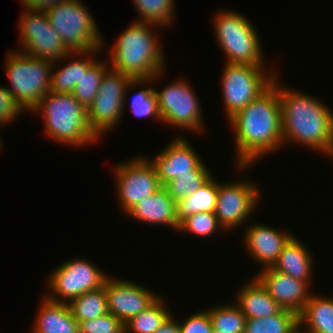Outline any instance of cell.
I'll return each instance as SVG.
<instances>
[{
    "mask_svg": "<svg viewBox=\"0 0 333 333\" xmlns=\"http://www.w3.org/2000/svg\"><path fill=\"white\" fill-rule=\"evenodd\" d=\"M155 333H180L179 322L174 319L172 314Z\"/></svg>",
    "mask_w": 333,
    "mask_h": 333,
    "instance_id": "obj_39",
    "label": "cell"
},
{
    "mask_svg": "<svg viewBox=\"0 0 333 333\" xmlns=\"http://www.w3.org/2000/svg\"><path fill=\"white\" fill-rule=\"evenodd\" d=\"M79 333H125V324L111 313H107L93 320L80 322Z\"/></svg>",
    "mask_w": 333,
    "mask_h": 333,
    "instance_id": "obj_35",
    "label": "cell"
},
{
    "mask_svg": "<svg viewBox=\"0 0 333 333\" xmlns=\"http://www.w3.org/2000/svg\"><path fill=\"white\" fill-rule=\"evenodd\" d=\"M163 297H159L147 309L125 323V333H155L172 315L165 305Z\"/></svg>",
    "mask_w": 333,
    "mask_h": 333,
    "instance_id": "obj_27",
    "label": "cell"
},
{
    "mask_svg": "<svg viewBox=\"0 0 333 333\" xmlns=\"http://www.w3.org/2000/svg\"><path fill=\"white\" fill-rule=\"evenodd\" d=\"M248 228L244 235V246L248 255L262 264V269L274 265L283 247L293 237L288 231H279L261 223H254Z\"/></svg>",
    "mask_w": 333,
    "mask_h": 333,
    "instance_id": "obj_18",
    "label": "cell"
},
{
    "mask_svg": "<svg viewBox=\"0 0 333 333\" xmlns=\"http://www.w3.org/2000/svg\"><path fill=\"white\" fill-rule=\"evenodd\" d=\"M11 52H8L5 62L11 84L7 89L23 109L30 112L51 90V73L55 65L51 60Z\"/></svg>",
    "mask_w": 333,
    "mask_h": 333,
    "instance_id": "obj_7",
    "label": "cell"
},
{
    "mask_svg": "<svg viewBox=\"0 0 333 333\" xmlns=\"http://www.w3.org/2000/svg\"><path fill=\"white\" fill-rule=\"evenodd\" d=\"M298 324L305 326V333H333V298L311 294L298 315Z\"/></svg>",
    "mask_w": 333,
    "mask_h": 333,
    "instance_id": "obj_23",
    "label": "cell"
},
{
    "mask_svg": "<svg viewBox=\"0 0 333 333\" xmlns=\"http://www.w3.org/2000/svg\"><path fill=\"white\" fill-rule=\"evenodd\" d=\"M214 34L228 63L264 66L261 41L252 22L229 8L216 12Z\"/></svg>",
    "mask_w": 333,
    "mask_h": 333,
    "instance_id": "obj_6",
    "label": "cell"
},
{
    "mask_svg": "<svg viewBox=\"0 0 333 333\" xmlns=\"http://www.w3.org/2000/svg\"><path fill=\"white\" fill-rule=\"evenodd\" d=\"M218 193V182L212 176L198 190L177 202V219L180 223L186 217L199 212H214Z\"/></svg>",
    "mask_w": 333,
    "mask_h": 333,
    "instance_id": "obj_25",
    "label": "cell"
},
{
    "mask_svg": "<svg viewBox=\"0 0 333 333\" xmlns=\"http://www.w3.org/2000/svg\"><path fill=\"white\" fill-rule=\"evenodd\" d=\"M239 181L227 184L218 183L214 213L223 231L243 225L247 221L246 218L250 217L255 211L257 200H260L259 188L255 186L254 182L248 180L246 182L245 180Z\"/></svg>",
    "mask_w": 333,
    "mask_h": 333,
    "instance_id": "obj_14",
    "label": "cell"
},
{
    "mask_svg": "<svg viewBox=\"0 0 333 333\" xmlns=\"http://www.w3.org/2000/svg\"><path fill=\"white\" fill-rule=\"evenodd\" d=\"M139 12L137 22L163 26L173 23L175 18L174 0H133ZM174 16V17H173Z\"/></svg>",
    "mask_w": 333,
    "mask_h": 333,
    "instance_id": "obj_29",
    "label": "cell"
},
{
    "mask_svg": "<svg viewBox=\"0 0 333 333\" xmlns=\"http://www.w3.org/2000/svg\"><path fill=\"white\" fill-rule=\"evenodd\" d=\"M116 167V168H115ZM114 167L117 199L127 214L139 200L154 194L161 186L156 169L149 159L134 157Z\"/></svg>",
    "mask_w": 333,
    "mask_h": 333,
    "instance_id": "obj_13",
    "label": "cell"
},
{
    "mask_svg": "<svg viewBox=\"0 0 333 333\" xmlns=\"http://www.w3.org/2000/svg\"><path fill=\"white\" fill-rule=\"evenodd\" d=\"M184 79L176 80L164 87L163 90L154 89L158 110L162 118L169 126L197 131L204 130L201 104L190 83Z\"/></svg>",
    "mask_w": 333,
    "mask_h": 333,
    "instance_id": "obj_11",
    "label": "cell"
},
{
    "mask_svg": "<svg viewBox=\"0 0 333 333\" xmlns=\"http://www.w3.org/2000/svg\"><path fill=\"white\" fill-rule=\"evenodd\" d=\"M25 9L33 11L46 12L55 5L64 3L69 0H20Z\"/></svg>",
    "mask_w": 333,
    "mask_h": 333,
    "instance_id": "obj_38",
    "label": "cell"
},
{
    "mask_svg": "<svg viewBox=\"0 0 333 333\" xmlns=\"http://www.w3.org/2000/svg\"><path fill=\"white\" fill-rule=\"evenodd\" d=\"M206 310L211 317L213 329L221 333H244L246 317L236 303L222 304Z\"/></svg>",
    "mask_w": 333,
    "mask_h": 333,
    "instance_id": "obj_31",
    "label": "cell"
},
{
    "mask_svg": "<svg viewBox=\"0 0 333 333\" xmlns=\"http://www.w3.org/2000/svg\"><path fill=\"white\" fill-rule=\"evenodd\" d=\"M89 11L80 0H69L45 12L49 23L70 52H88L105 47Z\"/></svg>",
    "mask_w": 333,
    "mask_h": 333,
    "instance_id": "obj_8",
    "label": "cell"
},
{
    "mask_svg": "<svg viewBox=\"0 0 333 333\" xmlns=\"http://www.w3.org/2000/svg\"><path fill=\"white\" fill-rule=\"evenodd\" d=\"M277 79V80H276ZM278 86L281 107L283 145H305L314 151L333 156V110L306 93Z\"/></svg>",
    "mask_w": 333,
    "mask_h": 333,
    "instance_id": "obj_2",
    "label": "cell"
},
{
    "mask_svg": "<svg viewBox=\"0 0 333 333\" xmlns=\"http://www.w3.org/2000/svg\"><path fill=\"white\" fill-rule=\"evenodd\" d=\"M107 64L109 65V62L98 60L88 70H82V76L71 93L86 109L99 91L102 77L110 67Z\"/></svg>",
    "mask_w": 333,
    "mask_h": 333,
    "instance_id": "obj_28",
    "label": "cell"
},
{
    "mask_svg": "<svg viewBox=\"0 0 333 333\" xmlns=\"http://www.w3.org/2000/svg\"><path fill=\"white\" fill-rule=\"evenodd\" d=\"M130 112L137 117H153L162 121L153 87L143 88L131 98Z\"/></svg>",
    "mask_w": 333,
    "mask_h": 333,
    "instance_id": "obj_34",
    "label": "cell"
},
{
    "mask_svg": "<svg viewBox=\"0 0 333 333\" xmlns=\"http://www.w3.org/2000/svg\"><path fill=\"white\" fill-rule=\"evenodd\" d=\"M299 239L293 236L289 242L283 247L277 261L272 268L293 278L309 282L313 271V257L310 250L305 247Z\"/></svg>",
    "mask_w": 333,
    "mask_h": 333,
    "instance_id": "obj_21",
    "label": "cell"
},
{
    "mask_svg": "<svg viewBox=\"0 0 333 333\" xmlns=\"http://www.w3.org/2000/svg\"><path fill=\"white\" fill-rule=\"evenodd\" d=\"M164 71L151 79H132L119 71L109 68L102 77L99 91L87 109L88 123L92 131L100 138L120 123L126 105L129 89L142 84L153 83L161 78ZM155 80V81H154Z\"/></svg>",
    "mask_w": 333,
    "mask_h": 333,
    "instance_id": "obj_5",
    "label": "cell"
},
{
    "mask_svg": "<svg viewBox=\"0 0 333 333\" xmlns=\"http://www.w3.org/2000/svg\"><path fill=\"white\" fill-rule=\"evenodd\" d=\"M31 111L42 113L45 133L56 142L83 146L100 139L89 126L87 109L71 93L49 91Z\"/></svg>",
    "mask_w": 333,
    "mask_h": 333,
    "instance_id": "obj_4",
    "label": "cell"
},
{
    "mask_svg": "<svg viewBox=\"0 0 333 333\" xmlns=\"http://www.w3.org/2000/svg\"><path fill=\"white\" fill-rule=\"evenodd\" d=\"M25 11L18 25L21 48L23 47L21 53L34 58L51 60L54 63L74 56V52L66 48L59 33L49 23L45 12L30 9Z\"/></svg>",
    "mask_w": 333,
    "mask_h": 333,
    "instance_id": "obj_10",
    "label": "cell"
},
{
    "mask_svg": "<svg viewBox=\"0 0 333 333\" xmlns=\"http://www.w3.org/2000/svg\"><path fill=\"white\" fill-rule=\"evenodd\" d=\"M254 276L268 291L269 295L282 309L294 312L297 316L302 312L312 293L310 286L299 279L286 275L272 267L264 268Z\"/></svg>",
    "mask_w": 333,
    "mask_h": 333,
    "instance_id": "obj_17",
    "label": "cell"
},
{
    "mask_svg": "<svg viewBox=\"0 0 333 333\" xmlns=\"http://www.w3.org/2000/svg\"><path fill=\"white\" fill-rule=\"evenodd\" d=\"M23 111L25 112L7 87L0 85V125L3 127L5 123H11L21 113L23 114Z\"/></svg>",
    "mask_w": 333,
    "mask_h": 333,
    "instance_id": "obj_36",
    "label": "cell"
},
{
    "mask_svg": "<svg viewBox=\"0 0 333 333\" xmlns=\"http://www.w3.org/2000/svg\"><path fill=\"white\" fill-rule=\"evenodd\" d=\"M101 50L103 49H94L88 52H74L76 58L73 59L74 61L67 63V65L65 64V66L57 70L55 73V67L52 68L50 91L54 93H72L76 83L79 82L80 77L82 76V70H88L97 61L92 55L96 52H102ZM76 55H79L80 58L81 55H83L85 58H79L77 60L78 57H76ZM86 56H88L87 58L89 59H86Z\"/></svg>",
    "mask_w": 333,
    "mask_h": 333,
    "instance_id": "obj_24",
    "label": "cell"
},
{
    "mask_svg": "<svg viewBox=\"0 0 333 333\" xmlns=\"http://www.w3.org/2000/svg\"><path fill=\"white\" fill-rule=\"evenodd\" d=\"M152 27L158 26L133 22L112 47L110 68L132 79H151L165 70L163 49Z\"/></svg>",
    "mask_w": 333,
    "mask_h": 333,
    "instance_id": "obj_3",
    "label": "cell"
},
{
    "mask_svg": "<svg viewBox=\"0 0 333 333\" xmlns=\"http://www.w3.org/2000/svg\"><path fill=\"white\" fill-rule=\"evenodd\" d=\"M235 134L236 165L245 170L262 155L283 147L278 86L272 85L228 120Z\"/></svg>",
    "mask_w": 333,
    "mask_h": 333,
    "instance_id": "obj_1",
    "label": "cell"
},
{
    "mask_svg": "<svg viewBox=\"0 0 333 333\" xmlns=\"http://www.w3.org/2000/svg\"><path fill=\"white\" fill-rule=\"evenodd\" d=\"M184 321L179 322L180 333H212L213 331L211 317L206 309L195 312Z\"/></svg>",
    "mask_w": 333,
    "mask_h": 333,
    "instance_id": "obj_37",
    "label": "cell"
},
{
    "mask_svg": "<svg viewBox=\"0 0 333 333\" xmlns=\"http://www.w3.org/2000/svg\"><path fill=\"white\" fill-rule=\"evenodd\" d=\"M237 293L236 304L246 319H260L277 314L282 308L256 279L252 278Z\"/></svg>",
    "mask_w": 333,
    "mask_h": 333,
    "instance_id": "obj_22",
    "label": "cell"
},
{
    "mask_svg": "<svg viewBox=\"0 0 333 333\" xmlns=\"http://www.w3.org/2000/svg\"><path fill=\"white\" fill-rule=\"evenodd\" d=\"M211 177L212 173L204 164L195 174L179 175V177H176V179L170 181L164 187L177 203L198 190Z\"/></svg>",
    "mask_w": 333,
    "mask_h": 333,
    "instance_id": "obj_32",
    "label": "cell"
},
{
    "mask_svg": "<svg viewBox=\"0 0 333 333\" xmlns=\"http://www.w3.org/2000/svg\"><path fill=\"white\" fill-rule=\"evenodd\" d=\"M212 333H221V332L218 331V330L213 329Z\"/></svg>",
    "mask_w": 333,
    "mask_h": 333,
    "instance_id": "obj_41",
    "label": "cell"
},
{
    "mask_svg": "<svg viewBox=\"0 0 333 333\" xmlns=\"http://www.w3.org/2000/svg\"><path fill=\"white\" fill-rule=\"evenodd\" d=\"M68 306L78 323L109 313L104 285L76 297L68 303Z\"/></svg>",
    "mask_w": 333,
    "mask_h": 333,
    "instance_id": "obj_26",
    "label": "cell"
},
{
    "mask_svg": "<svg viewBox=\"0 0 333 333\" xmlns=\"http://www.w3.org/2000/svg\"><path fill=\"white\" fill-rule=\"evenodd\" d=\"M126 215L137 221L157 225H170L178 231L177 203L162 186L154 194L139 200L138 204Z\"/></svg>",
    "mask_w": 333,
    "mask_h": 333,
    "instance_id": "obj_19",
    "label": "cell"
},
{
    "mask_svg": "<svg viewBox=\"0 0 333 333\" xmlns=\"http://www.w3.org/2000/svg\"><path fill=\"white\" fill-rule=\"evenodd\" d=\"M161 186L184 174H195L205 163L185 137L176 136L165 149L150 160Z\"/></svg>",
    "mask_w": 333,
    "mask_h": 333,
    "instance_id": "obj_16",
    "label": "cell"
},
{
    "mask_svg": "<svg viewBox=\"0 0 333 333\" xmlns=\"http://www.w3.org/2000/svg\"><path fill=\"white\" fill-rule=\"evenodd\" d=\"M224 65L221 89L229 120L265 92L278 74L255 65L228 62Z\"/></svg>",
    "mask_w": 333,
    "mask_h": 333,
    "instance_id": "obj_9",
    "label": "cell"
},
{
    "mask_svg": "<svg viewBox=\"0 0 333 333\" xmlns=\"http://www.w3.org/2000/svg\"><path fill=\"white\" fill-rule=\"evenodd\" d=\"M303 329L299 324H297L289 333H305Z\"/></svg>",
    "mask_w": 333,
    "mask_h": 333,
    "instance_id": "obj_40",
    "label": "cell"
},
{
    "mask_svg": "<svg viewBox=\"0 0 333 333\" xmlns=\"http://www.w3.org/2000/svg\"><path fill=\"white\" fill-rule=\"evenodd\" d=\"M43 297L32 333H79V323L72 316L68 304Z\"/></svg>",
    "mask_w": 333,
    "mask_h": 333,
    "instance_id": "obj_20",
    "label": "cell"
},
{
    "mask_svg": "<svg viewBox=\"0 0 333 333\" xmlns=\"http://www.w3.org/2000/svg\"><path fill=\"white\" fill-rule=\"evenodd\" d=\"M104 288L109 313L124 324L160 297L142 285L111 276L105 280Z\"/></svg>",
    "mask_w": 333,
    "mask_h": 333,
    "instance_id": "obj_15",
    "label": "cell"
},
{
    "mask_svg": "<svg viewBox=\"0 0 333 333\" xmlns=\"http://www.w3.org/2000/svg\"><path fill=\"white\" fill-rule=\"evenodd\" d=\"M298 324V316L281 309L277 314L260 319H246L244 333H289Z\"/></svg>",
    "mask_w": 333,
    "mask_h": 333,
    "instance_id": "obj_30",
    "label": "cell"
},
{
    "mask_svg": "<svg viewBox=\"0 0 333 333\" xmlns=\"http://www.w3.org/2000/svg\"><path fill=\"white\" fill-rule=\"evenodd\" d=\"M51 272L47 285L52 295L46 297L67 304L87 291L102 287L109 276L83 258L65 261Z\"/></svg>",
    "mask_w": 333,
    "mask_h": 333,
    "instance_id": "obj_12",
    "label": "cell"
},
{
    "mask_svg": "<svg viewBox=\"0 0 333 333\" xmlns=\"http://www.w3.org/2000/svg\"><path fill=\"white\" fill-rule=\"evenodd\" d=\"M219 227L222 228L216 214L205 211L192 214L183 219L179 223L178 231L191 232L199 237H207L216 232Z\"/></svg>",
    "mask_w": 333,
    "mask_h": 333,
    "instance_id": "obj_33",
    "label": "cell"
}]
</instances>
